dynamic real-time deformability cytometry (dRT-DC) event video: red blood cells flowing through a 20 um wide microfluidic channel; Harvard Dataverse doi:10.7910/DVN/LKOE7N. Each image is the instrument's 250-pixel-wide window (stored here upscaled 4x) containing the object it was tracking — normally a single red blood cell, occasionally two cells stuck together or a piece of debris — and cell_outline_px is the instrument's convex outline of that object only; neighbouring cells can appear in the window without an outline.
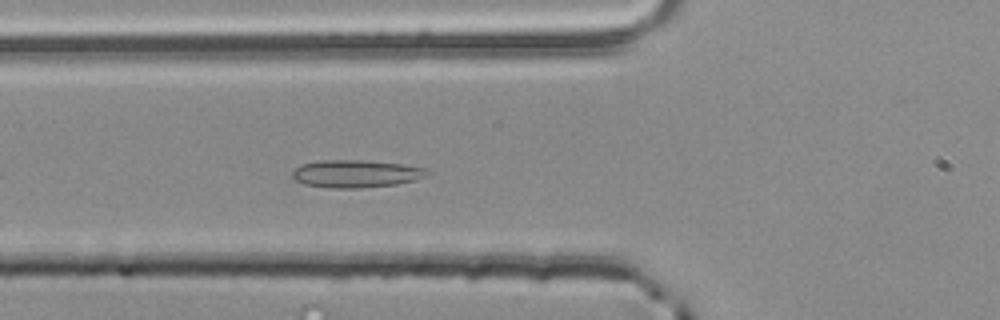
{"species": "common noctule bat (a hibernating species)", "species_latin": "Nyctalus noctula", "temperature_condition": "room temperature", "stored_images_in_passage": 40, "camera_frame_rate_fps": 3000, "um_per_image_px": 0.085, "animal": {"sex": "male", "body_mass_g": 20.4}, "frame": {"image": 1, "passage_image": 6, "time_ms": 1.667, "image_size_px": [1000, 320], "cell_outline_px": [[432, 172], [428, 176], [416, 180], [396, 184], [360, 188], [328, 188], [304, 184], [296, 180], [292, 176], [292, 172], [300, 164], [320, 160], [364, 160], [404, 164], [428, 168]], "centroid_in_image_um": [30.31, 14.76], "position_along_channel_um": 95.5, "area_um2": 22.02}}
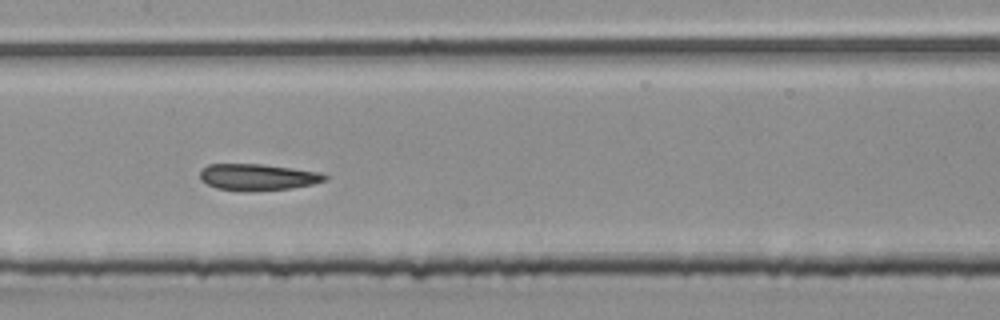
{"frame": {"image": 2, "passage_image": 13, "time_ms": 4.0, "image_size_px": [1000, 320], "cell_outline_px": [[328, 180], [312, 184], [292, 188], [248, 192], [216, 188], [200, 180], [200, 168], [208, 164], [260, 164], [292, 168], [320, 172], [328, 176]], "centroid_in_image_um": [21.89, 15.06], "position_along_channel_um": 185.5, "area_um2": 19.48}}
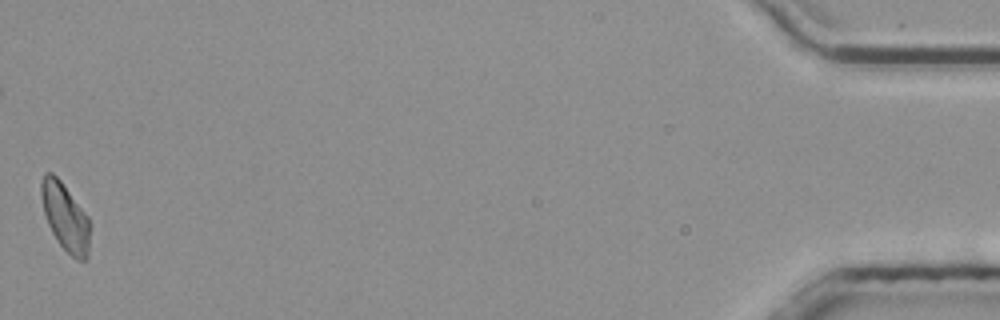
{"frame": {"image": 3, "passage_image": 40, "time_ms": 13.0, "image_size_px": [1000, 320], "cell_outline_px": [[88, 260], [76, 260], [56, 240], [48, 224], [44, 212], [40, 192], [40, 180], [44, 172], [52, 172], [60, 180], [88, 216]], "centroid_in_image_um": [5.51, 18.41], "position_along_channel_um": 429.7, "area_um2": 18.96}, "authors_computed_cell_mechanics": {"area_um2": 19.363, "velocity_mm_per_s": 3.8383, "shape_relaxation_time_tau1_ms": null, "shape_relaxation_time_tau2_ms": 5.0569, "deformation_change_tau1": null, "deformation_change_tau2": 0.1137}}